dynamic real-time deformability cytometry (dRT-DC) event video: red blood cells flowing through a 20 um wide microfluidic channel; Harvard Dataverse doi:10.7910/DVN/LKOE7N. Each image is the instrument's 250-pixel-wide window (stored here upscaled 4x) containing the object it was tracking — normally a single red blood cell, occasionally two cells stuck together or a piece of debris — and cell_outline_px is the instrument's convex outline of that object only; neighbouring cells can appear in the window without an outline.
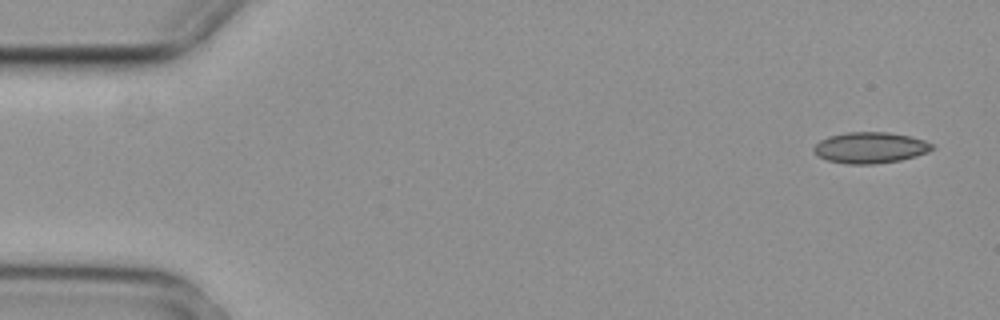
{"species": "common noctule bat (a hibernating species)", "species_latin": "Nyctalus noctula", "temperature_condition": "cold", "stored_images_in_passage": 5, "segment_of_instrument_passage": [1, 2], "camera_frame_rate_fps": 3000, "um_per_image_px": 0.085, "animal": {"sex": "female", "body_mass_g": 29.2, "forearm_length_mm": 56.3}, "frame": {"image": 1, "passage_image": 1, "time_ms": 0.0, "image_size_px": [1000, 320], "cell_outline_px": [[932, 148], [928, 152], [916, 156], [900, 160], [872, 164], [848, 164], [828, 160], [816, 156], [812, 152], [812, 148], [820, 140], [828, 136], [848, 132], [888, 132], [908, 136], [924, 140], [932, 144]], "centroid_in_image_um": [73.91, 12.55], "position_along_channel_um": 11.1, "area_um2": 21.39}}